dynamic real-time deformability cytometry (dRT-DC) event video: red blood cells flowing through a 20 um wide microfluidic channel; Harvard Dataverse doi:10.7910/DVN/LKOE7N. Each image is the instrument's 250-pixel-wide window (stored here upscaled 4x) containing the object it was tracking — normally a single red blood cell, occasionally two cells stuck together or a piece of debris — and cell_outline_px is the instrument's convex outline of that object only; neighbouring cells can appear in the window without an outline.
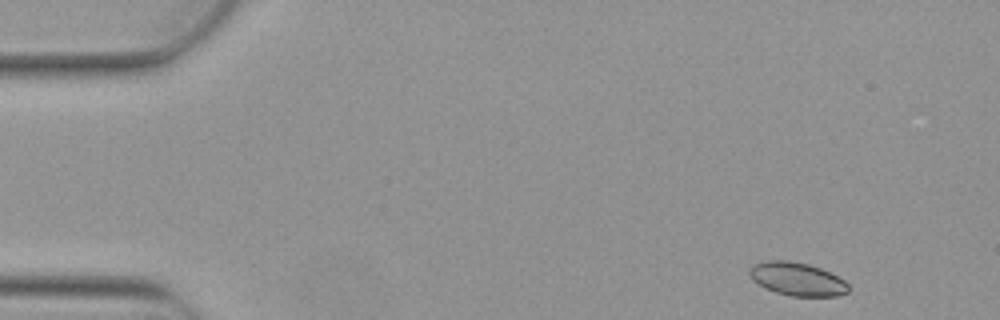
{"species": "Egyptian fruit bat (a non-hibernating species)", "species_latin": "Rousettus aegyptiacus", "temperature_condition": "warm", "stored_images_in_passage": 4, "camera_frame_rate_fps": 3000, "um_per_image_px": 0.085, "animal": {"sex": "female"}, "frame": {"image": 1, "passage_image": 1, "time_ms": 0.0, "image_size_px": [1000, 320], "cell_outline_px": [[848, 292], [836, 296], [792, 296], [776, 292], [752, 280], [748, 272], [748, 268], [752, 264], [768, 260], [788, 260], [808, 264], [820, 268], [844, 280], [848, 284]], "centroid_in_image_um": [67.73, 23.7], "position_along_channel_um": 17.3, "area_um2": 19.02}}
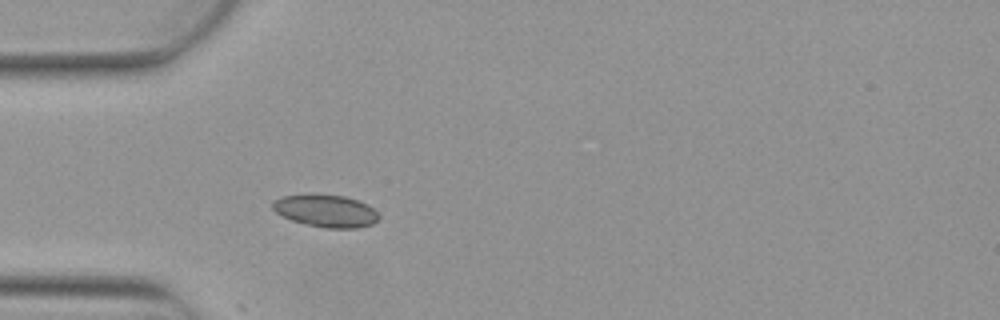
{"frame": {"image": 2, "passage_image": 4, "time_ms": 1.0, "image_size_px": [1000, 320], "cell_outline_px": [[380, 216], [372, 224], [360, 228], [324, 228], [304, 224], [292, 220], [276, 212], [272, 208], [272, 200], [280, 196], [344, 196], [368, 204]], "centroid_in_image_um": [27.7, 17.96], "position_along_channel_um": 57.3, "area_um2": 19.59}}